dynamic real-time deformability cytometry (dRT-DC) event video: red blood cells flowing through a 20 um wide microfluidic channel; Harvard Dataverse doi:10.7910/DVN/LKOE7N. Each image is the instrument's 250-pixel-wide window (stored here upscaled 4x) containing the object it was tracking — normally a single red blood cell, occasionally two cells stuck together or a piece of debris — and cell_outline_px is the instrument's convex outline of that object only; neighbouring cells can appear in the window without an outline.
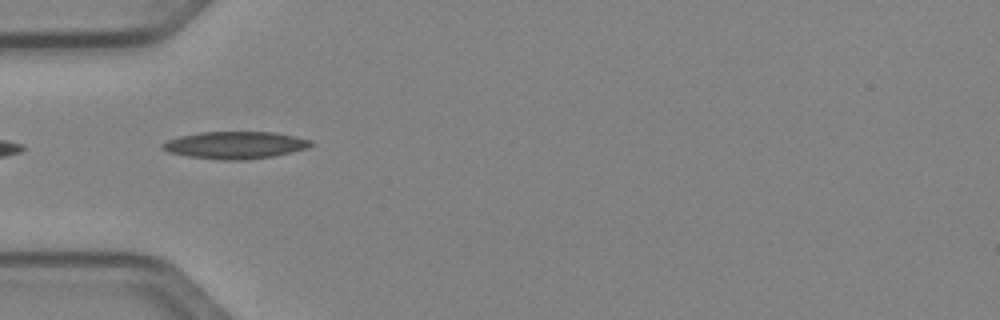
{"species": "Egyptian fruit bat (a non-hibernating species)", "species_latin": "Rousettus aegyptiacus", "temperature_condition": "cold", "stored_images_in_passage": 4, "camera_frame_rate_fps": 3000, "um_per_image_px": 0.085, "animal": {"sex": "female"}, "frame": {"image": 1, "passage_image": 1, "time_ms": 0.0, "image_size_px": [1000, 320], "cell_outline_px": [[312, 144], [308, 148], [272, 156], [244, 160], [220, 160], [188, 156], [168, 152], [160, 148], [160, 144], [168, 140], [180, 136], [200, 132], [276, 132], [312, 140]], "centroid_in_image_um": [19.96, 12.33], "position_along_channel_um": 65.0, "area_um2": 23.52}}